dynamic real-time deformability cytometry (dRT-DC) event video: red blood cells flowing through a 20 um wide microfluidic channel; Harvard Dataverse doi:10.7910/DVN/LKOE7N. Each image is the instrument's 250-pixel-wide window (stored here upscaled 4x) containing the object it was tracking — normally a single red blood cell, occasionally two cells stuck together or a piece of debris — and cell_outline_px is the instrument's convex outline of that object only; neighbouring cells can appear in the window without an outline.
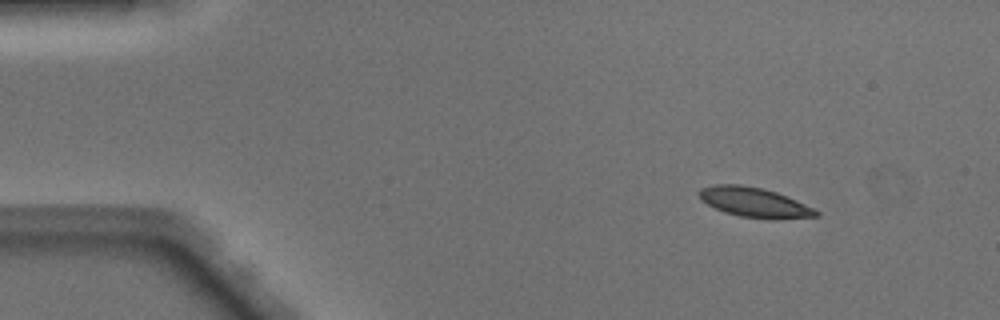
{"species": "Egyptian fruit bat (a non-hibernating species)", "species_latin": "Rousettus aegyptiacus", "temperature_condition": "warm", "stored_images_in_passage": 44, "camera_frame_rate_fps": 3000, "um_per_image_px": 0.085, "animal": {"sex": "male"}, "frame": {"image": 1, "passage_image": 1, "time_ms": 0.0, "image_size_px": [1000, 320], "cell_outline_px": [[820, 216], [772, 220], [740, 216], [724, 212], [700, 200], [696, 192], [700, 188], [712, 184], [740, 184], [764, 188], [776, 192], [796, 200], [820, 212]], "centroid_in_image_um": [64.08, 17.19], "position_along_channel_um": 20.9, "area_um2": 20.52}}
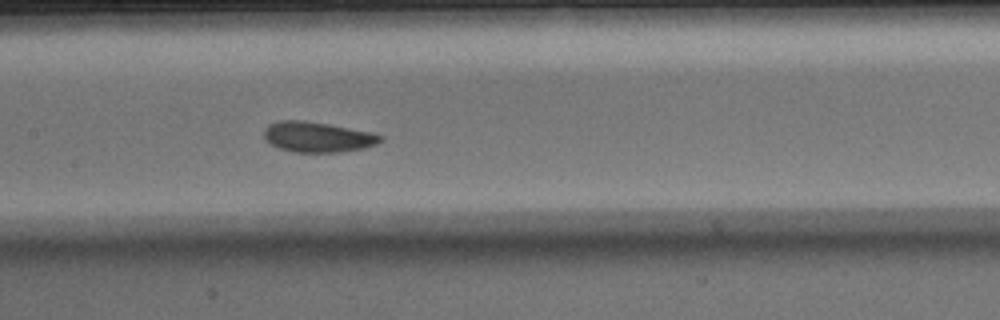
{"frame": {"image": 2, "passage_image": 19, "time_ms": 6.0, "image_size_px": [1000, 320], "cell_outline_px": [[384, 140], [376, 144], [364, 148], [340, 152], [292, 152], [280, 148], [264, 140], [264, 128], [268, 124], [280, 120], [304, 120], [328, 124], [372, 132], [384, 136]], "centroid_in_image_um": [27.0, 11.64], "position_along_channel_um": 180.4, "area_um2": 20.75}}
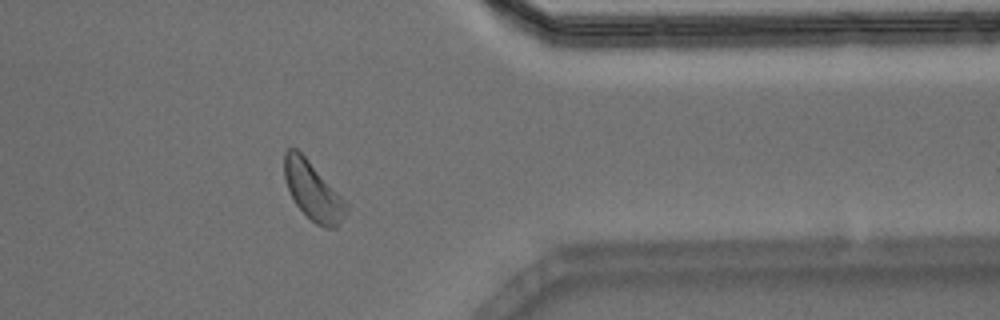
{"frame": {"image": 3, "passage_image": 35, "time_ms": 11.333, "image_size_px": [1000, 320], "cell_outline_px": [[348, 212], [336, 228], [324, 228], [316, 224], [296, 204], [288, 188], [284, 176], [284, 152], [288, 148], [296, 148], [308, 160], [348, 204]], "centroid_in_image_um": [26.6, 16.25], "position_along_channel_um": 384.8, "area_um2": 20.58}, "authors_computed_cell_mechanics": {"area_um2": 20.6635, "velocity_mm_per_s": 4.0765, "shape_relaxation_time_tau1_ms": 2.3306, "shape_relaxation_time_tau2_ms": 4.6884, "deformation_change_tau1": 0.0982, "deformation_change_tau2": 0.1032}}